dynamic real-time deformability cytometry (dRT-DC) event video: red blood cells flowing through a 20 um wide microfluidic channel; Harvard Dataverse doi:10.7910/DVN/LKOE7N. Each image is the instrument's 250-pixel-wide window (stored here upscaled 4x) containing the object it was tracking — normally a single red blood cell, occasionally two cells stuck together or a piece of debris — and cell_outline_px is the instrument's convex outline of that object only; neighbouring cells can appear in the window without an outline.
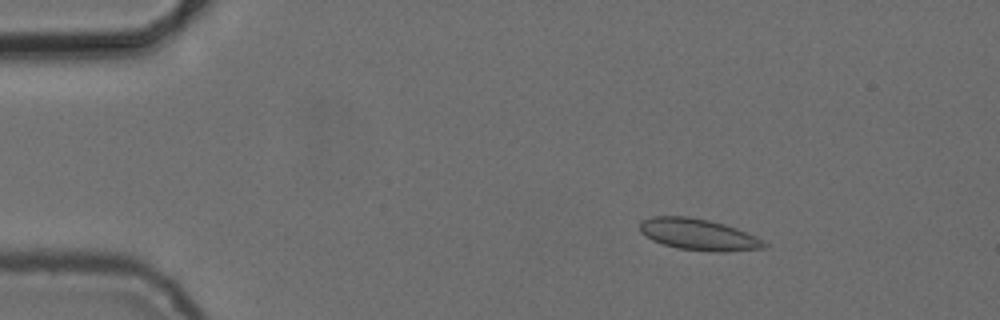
{"species": "common noctule bat (a hibernating species)", "species_latin": "Nyctalus noctula", "temperature_condition": "cold", "stored_images_in_passage": 4, "camera_frame_rate_fps": 3000, "um_per_image_px": 0.085, "animal": {"sex": "female", "body_mass_g": 24.6, "forearm_length_mm": 56.2}, "frame": {"image": 1, "passage_image": 3, "time_ms": 2.667, "image_size_px": [1000, 320], "cell_outline_px": [[768, 248], [728, 252], [712, 252], [676, 248], [652, 240], [644, 236], [640, 232], [640, 224], [644, 220], [652, 216], [688, 216], [708, 220], [724, 224], [736, 228], [756, 236], [768, 244]], "centroid_in_image_um": [59.4, 19.95], "position_along_channel_um": 25.6, "area_um2": 22.95}}